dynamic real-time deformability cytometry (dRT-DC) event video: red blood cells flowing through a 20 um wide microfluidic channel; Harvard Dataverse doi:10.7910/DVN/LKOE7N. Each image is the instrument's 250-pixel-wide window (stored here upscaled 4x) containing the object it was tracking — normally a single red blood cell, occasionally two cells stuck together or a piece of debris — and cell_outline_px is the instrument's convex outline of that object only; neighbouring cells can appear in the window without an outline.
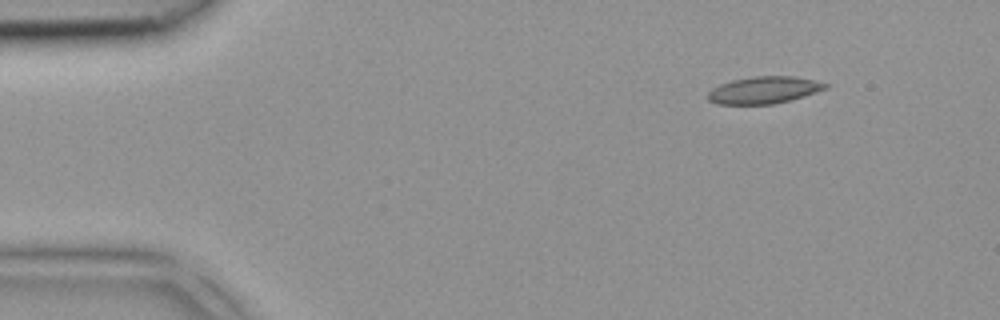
{"species": "common noctule bat (a hibernating species)", "species_latin": "Nyctalus noctula", "temperature_condition": "room temperature", "stored_images_in_passage": 4, "camera_frame_rate_fps": 3000, "um_per_image_px": 0.085, "animal": {"sex": "female", "body_mass_g": 18.4}, "frame": {"image": 1, "passage_image": 1, "time_ms": 0.0, "image_size_px": [1000, 320], "cell_outline_px": [[832, 84], [828, 88], [804, 96], [772, 104], [716, 104], [708, 100], [708, 92], [712, 88], [720, 84], [732, 80], [756, 76], [792, 76], [816, 80]], "centroid_in_image_um": [64.96, 7.65], "position_along_channel_um": 20.0, "area_um2": 18.55}}
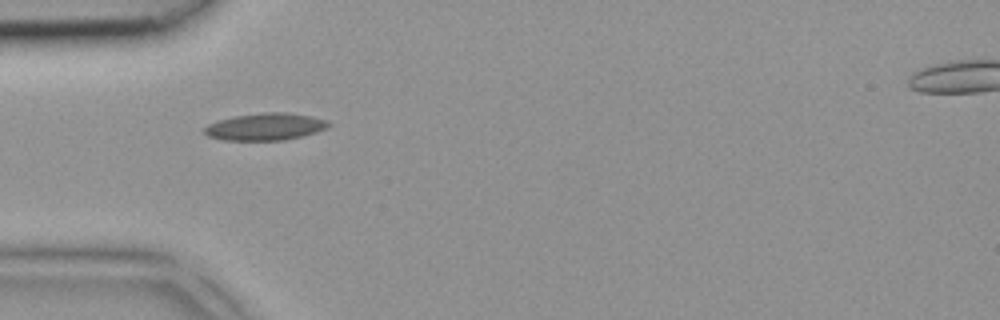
{"frame": {"image": 2, "passage_image": 3, "time_ms": 0.667, "image_size_px": [1000, 320], "cell_outline_px": [[332, 124], [328, 128], [316, 132], [284, 140], [224, 140], [208, 136], [204, 132], [204, 128], [208, 124], [220, 120], [236, 116], [264, 112], [284, 112], [308, 116], [328, 120]], "centroid_in_image_um": [22.57, 10.77], "position_along_channel_um": 62.4, "area_um2": 19.42}}